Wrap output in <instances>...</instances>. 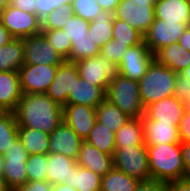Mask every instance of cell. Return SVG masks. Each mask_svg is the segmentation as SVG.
I'll return each instance as SVG.
<instances>
[{
  "mask_svg": "<svg viewBox=\"0 0 190 191\" xmlns=\"http://www.w3.org/2000/svg\"><path fill=\"white\" fill-rule=\"evenodd\" d=\"M154 60L163 66H167L177 74H180L190 65V52L178 42L159 49L154 54Z\"/></svg>",
  "mask_w": 190,
  "mask_h": 191,
  "instance_id": "cell-21",
  "label": "cell"
},
{
  "mask_svg": "<svg viewBox=\"0 0 190 191\" xmlns=\"http://www.w3.org/2000/svg\"><path fill=\"white\" fill-rule=\"evenodd\" d=\"M181 152H182L186 177H190V142L181 143Z\"/></svg>",
  "mask_w": 190,
  "mask_h": 191,
  "instance_id": "cell-48",
  "label": "cell"
},
{
  "mask_svg": "<svg viewBox=\"0 0 190 191\" xmlns=\"http://www.w3.org/2000/svg\"><path fill=\"white\" fill-rule=\"evenodd\" d=\"M101 182L100 175L76 164L71 168L68 186L77 191H101Z\"/></svg>",
  "mask_w": 190,
  "mask_h": 191,
  "instance_id": "cell-30",
  "label": "cell"
},
{
  "mask_svg": "<svg viewBox=\"0 0 190 191\" xmlns=\"http://www.w3.org/2000/svg\"><path fill=\"white\" fill-rule=\"evenodd\" d=\"M180 143L190 142V109L186 108L178 126Z\"/></svg>",
  "mask_w": 190,
  "mask_h": 191,
  "instance_id": "cell-43",
  "label": "cell"
},
{
  "mask_svg": "<svg viewBox=\"0 0 190 191\" xmlns=\"http://www.w3.org/2000/svg\"><path fill=\"white\" fill-rule=\"evenodd\" d=\"M145 145L180 143L178 127L173 124L158 123L154 119L142 116Z\"/></svg>",
  "mask_w": 190,
  "mask_h": 191,
  "instance_id": "cell-19",
  "label": "cell"
},
{
  "mask_svg": "<svg viewBox=\"0 0 190 191\" xmlns=\"http://www.w3.org/2000/svg\"><path fill=\"white\" fill-rule=\"evenodd\" d=\"M22 95L18 72H0V105L13 112Z\"/></svg>",
  "mask_w": 190,
  "mask_h": 191,
  "instance_id": "cell-23",
  "label": "cell"
},
{
  "mask_svg": "<svg viewBox=\"0 0 190 191\" xmlns=\"http://www.w3.org/2000/svg\"><path fill=\"white\" fill-rule=\"evenodd\" d=\"M71 5L64 4L59 8L52 10L45 18L41 20V29H62L71 16H73Z\"/></svg>",
  "mask_w": 190,
  "mask_h": 191,
  "instance_id": "cell-36",
  "label": "cell"
},
{
  "mask_svg": "<svg viewBox=\"0 0 190 191\" xmlns=\"http://www.w3.org/2000/svg\"><path fill=\"white\" fill-rule=\"evenodd\" d=\"M106 99V92L79 77L71 89L66 104L87 105L96 108Z\"/></svg>",
  "mask_w": 190,
  "mask_h": 191,
  "instance_id": "cell-20",
  "label": "cell"
},
{
  "mask_svg": "<svg viewBox=\"0 0 190 191\" xmlns=\"http://www.w3.org/2000/svg\"><path fill=\"white\" fill-rule=\"evenodd\" d=\"M113 19V13L103 10L93 21H90L88 36H91L100 48L113 39Z\"/></svg>",
  "mask_w": 190,
  "mask_h": 191,
  "instance_id": "cell-28",
  "label": "cell"
},
{
  "mask_svg": "<svg viewBox=\"0 0 190 191\" xmlns=\"http://www.w3.org/2000/svg\"><path fill=\"white\" fill-rule=\"evenodd\" d=\"M113 167L139 181L152 180L146 145H133L115 149Z\"/></svg>",
  "mask_w": 190,
  "mask_h": 191,
  "instance_id": "cell-5",
  "label": "cell"
},
{
  "mask_svg": "<svg viewBox=\"0 0 190 191\" xmlns=\"http://www.w3.org/2000/svg\"><path fill=\"white\" fill-rule=\"evenodd\" d=\"M77 164L76 160L59 153H48L46 180L50 184H69L71 168Z\"/></svg>",
  "mask_w": 190,
  "mask_h": 191,
  "instance_id": "cell-24",
  "label": "cell"
},
{
  "mask_svg": "<svg viewBox=\"0 0 190 191\" xmlns=\"http://www.w3.org/2000/svg\"><path fill=\"white\" fill-rule=\"evenodd\" d=\"M63 120L85 141L97 121L96 108L81 104H65Z\"/></svg>",
  "mask_w": 190,
  "mask_h": 191,
  "instance_id": "cell-16",
  "label": "cell"
},
{
  "mask_svg": "<svg viewBox=\"0 0 190 191\" xmlns=\"http://www.w3.org/2000/svg\"><path fill=\"white\" fill-rule=\"evenodd\" d=\"M57 67L45 64H23L18 70L22 93H46L55 78Z\"/></svg>",
  "mask_w": 190,
  "mask_h": 191,
  "instance_id": "cell-10",
  "label": "cell"
},
{
  "mask_svg": "<svg viewBox=\"0 0 190 191\" xmlns=\"http://www.w3.org/2000/svg\"><path fill=\"white\" fill-rule=\"evenodd\" d=\"M0 20L16 39L40 34L41 20L35 14H30L18 8L8 6L0 13Z\"/></svg>",
  "mask_w": 190,
  "mask_h": 191,
  "instance_id": "cell-9",
  "label": "cell"
},
{
  "mask_svg": "<svg viewBox=\"0 0 190 191\" xmlns=\"http://www.w3.org/2000/svg\"><path fill=\"white\" fill-rule=\"evenodd\" d=\"M48 154L28 155L26 169L28 181L46 180Z\"/></svg>",
  "mask_w": 190,
  "mask_h": 191,
  "instance_id": "cell-38",
  "label": "cell"
},
{
  "mask_svg": "<svg viewBox=\"0 0 190 191\" xmlns=\"http://www.w3.org/2000/svg\"><path fill=\"white\" fill-rule=\"evenodd\" d=\"M71 7L74 15L89 22L93 21L103 11L96 0H73Z\"/></svg>",
  "mask_w": 190,
  "mask_h": 191,
  "instance_id": "cell-39",
  "label": "cell"
},
{
  "mask_svg": "<svg viewBox=\"0 0 190 191\" xmlns=\"http://www.w3.org/2000/svg\"><path fill=\"white\" fill-rule=\"evenodd\" d=\"M186 109L183 94L173 95L161 99L145 108V115L158 123L179 126Z\"/></svg>",
  "mask_w": 190,
  "mask_h": 191,
  "instance_id": "cell-14",
  "label": "cell"
},
{
  "mask_svg": "<svg viewBox=\"0 0 190 191\" xmlns=\"http://www.w3.org/2000/svg\"><path fill=\"white\" fill-rule=\"evenodd\" d=\"M168 185L169 191H190V177L173 180Z\"/></svg>",
  "mask_w": 190,
  "mask_h": 191,
  "instance_id": "cell-47",
  "label": "cell"
},
{
  "mask_svg": "<svg viewBox=\"0 0 190 191\" xmlns=\"http://www.w3.org/2000/svg\"><path fill=\"white\" fill-rule=\"evenodd\" d=\"M18 138L27 150L28 155L49 153V133L32 128L18 127Z\"/></svg>",
  "mask_w": 190,
  "mask_h": 191,
  "instance_id": "cell-26",
  "label": "cell"
},
{
  "mask_svg": "<svg viewBox=\"0 0 190 191\" xmlns=\"http://www.w3.org/2000/svg\"><path fill=\"white\" fill-rule=\"evenodd\" d=\"M154 61V54L144 40L126 50L119 64V73L124 77L139 82Z\"/></svg>",
  "mask_w": 190,
  "mask_h": 191,
  "instance_id": "cell-11",
  "label": "cell"
},
{
  "mask_svg": "<svg viewBox=\"0 0 190 191\" xmlns=\"http://www.w3.org/2000/svg\"><path fill=\"white\" fill-rule=\"evenodd\" d=\"M76 65L82 79L102 88L105 92L110 82L120 74L119 66L100 53L76 62Z\"/></svg>",
  "mask_w": 190,
  "mask_h": 191,
  "instance_id": "cell-8",
  "label": "cell"
},
{
  "mask_svg": "<svg viewBox=\"0 0 190 191\" xmlns=\"http://www.w3.org/2000/svg\"><path fill=\"white\" fill-rule=\"evenodd\" d=\"M188 24L155 19L143 35L144 42L155 54L159 49L178 42Z\"/></svg>",
  "mask_w": 190,
  "mask_h": 191,
  "instance_id": "cell-12",
  "label": "cell"
},
{
  "mask_svg": "<svg viewBox=\"0 0 190 191\" xmlns=\"http://www.w3.org/2000/svg\"><path fill=\"white\" fill-rule=\"evenodd\" d=\"M24 64L23 39H13L10 43L0 47V72H18Z\"/></svg>",
  "mask_w": 190,
  "mask_h": 191,
  "instance_id": "cell-27",
  "label": "cell"
},
{
  "mask_svg": "<svg viewBox=\"0 0 190 191\" xmlns=\"http://www.w3.org/2000/svg\"><path fill=\"white\" fill-rule=\"evenodd\" d=\"M136 191H169L167 182L158 180L140 181Z\"/></svg>",
  "mask_w": 190,
  "mask_h": 191,
  "instance_id": "cell-44",
  "label": "cell"
},
{
  "mask_svg": "<svg viewBox=\"0 0 190 191\" xmlns=\"http://www.w3.org/2000/svg\"><path fill=\"white\" fill-rule=\"evenodd\" d=\"M13 113L18 127L49 134L63 121V106L46 93L23 94Z\"/></svg>",
  "mask_w": 190,
  "mask_h": 191,
  "instance_id": "cell-1",
  "label": "cell"
},
{
  "mask_svg": "<svg viewBox=\"0 0 190 191\" xmlns=\"http://www.w3.org/2000/svg\"><path fill=\"white\" fill-rule=\"evenodd\" d=\"M181 88L190 87V65L179 74Z\"/></svg>",
  "mask_w": 190,
  "mask_h": 191,
  "instance_id": "cell-52",
  "label": "cell"
},
{
  "mask_svg": "<svg viewBox=\"0 0 190 191\" xmlns=\"http://www.w3.org/2000/svg\"><path fill=\"white\" fill-rule=\"evenodd\" d=\"M3 156L5 166L1 181L7 191H13L28 181L26 169L28 153L21 140L17 138Z\"/></svg>",
  "mask_w": 190,
  "mask_h": 191,
  "instance_id": "cell-7",
  "label": "cell"
},
{
  "mask_svg": "<svg viewBox=\"0 0 190 191\" xmlns=\"http://www.w3.org/2000/svg\"><path fill=\"white\" fill-rule=\"evenodd\" d=\"M76 162L80 167H85L103 177L113 168V155L104 153L83 141Z\"/></svg>",
  "mask_w": 190,
  "mask_h": 191,
  "instance_id": "cell-18",
  "label": "cell"
},
{
  "mask_svg": "<svg viewBox=\"0 0 190 191\" xmlns=\"http://www.w3.org/2000/svg\"><path fill=\"white\" fill-rule=\"evenodd\" d=\"M85 141L104 153L114 155L115 133L98 121Z\"/></svg>",
  "mask_w": 190,
  "mask_h": 191,
  "instance_id": "cell-32",
  "label": "cell"
},
{
  "mask_svg": "<svg viewBox=\"0 0 190 191\" xmlns=\"http://www.w3.org/2000/svg\"><path fill=\"white\" fill-rule=\"evenodd\" d=\"M41 33L64 60L70 57L72 43L63 29H42Z\"/></svg>",
  "mask_w": 190,
  "mask_h": 191,
  "instance_id": "cell-37",
  "label": "cell"
},
{
  "mask_svg": "<svg viewBox=\"0 0 190 191\" xmlns=\"http://www.w3.org/2000/svg\"><path fill=\"white\" fill-rule=\"evenodd\" d=\"M146 146L152 180L169 183L186 177L181 143Z\"/></svg>",
  "mask_w": 190,
  "mask_h": 191,
  "instance_id": "cell-3",
  "label": "cell"
},
{
  "mask_svg": "<svg viewBox=\"0 0 190 191\" xmlns=\"http://www.w3.org/2000/svg\"><path fill=\"white\" fill-rule=\"evenodd\" d=\"M9 0H0V13L7 7Z\"/></svg>",
  "mask_w": 190,
  "mask_h": 191,
  "instance_id": "cell-56",
  "label": "cell"
},
{
  "mask_svg": "<svg viewBox=\"0 0 190 191\" xmlns=\"http://www.w3.org/2000/svg\"><path fill=\"white\" fill-rule=\"evenodd\" d=\"M52 191H77V190L68 185L61 183V184H53Z\"/></svg>",
  "mask_w": 190,
  "mask_h": 191,
  "instance_id": "cell-53",
  "label": "cell"
},
{
  "mask_svg": "<svg viewBox=\"0 0 190 191\" xmlns=\"http://www.w3.org/2000/svg\"><path fill=\"white\" fill-rule=\"evenodd\" d=\"M23 47L24 64L58 66L64 61L42 33L24 38Z\"/></svg>",
  "mask_w": 190,
  "mask_h": 191,
  "instance_id": "cell-13",
  "label": "cell"
},
{
  "mask_svg": "<svg viewBox=\"0 0 190 191\" xmlns=\"http://www.w3.org/2000/svg\"><path fill=\"white\" fill-rule=\"evenodd\" d=\"M8 110H6L2 105H0V118L4 116Z\"/></svg>",
  "mask_w": 190,
  "mask_h": 191,
  "instance_id": "cell-57",
  "label": "cell"
},
{
  "mask_svg": "<svg viewBox=\"0 0 190 191\" xmlns=\"http://www.w3.org/2000/svg\"><path fill=\"white\" fill-rule=\"evenodd\" d=\"M13 191H52V184L47 180L27 181L24 185L19 186Z\"/></svg>",
  "mask_w": 190,
  "mask_h": 191,
  "instance_id": "cell-45",
  "label": "cell"
},
{
  "mask_svg": "<svg viewBox=\"0 0 190 191\" xmlns=\"http://www.w3.org/2000/svg\"><path fill=\"white\" fill-rule=\"evenodd\" d=\"M106 98L130 118H140L145 114L138 82L121 74L108 85Z\"/></svg>",
  "mask_w": 190,
  "mask_h": 191,
  "instance_id": "cell-4",
  "label": "cell"
},
{
  "mask_svg": "<svg viewBox=\"0 0 190 191\" xmlns=\"http://www.w3.org/2000/svg\"><path fill=\"white\" fill-rule=\"evenodd\" d=\"M133 145H145L144 125L142 117L130 118L115 133V149Z\"/></svg>",
  "mask_w": 190,
  "mask_h": 191,
  "instance_id": "cell-25",
  "label": "cell"
},
{
  "mask_svg": "<svg viewBox=\"0 0 190 191\" xmlns=\"http://www.w3.org/2000/svg\"><path fill=\"white\" fill-rule=\"evenodd\" d=\"M182 94L186 103V108L190 109V87L183 88Z\"/></svg>",
  "mask_w": 190,
  "mask_h": 191,
  "instance_id": "cell-54",
  "label": "cell"
},
{
  "mask_svg": "<svg viewBox=\"0 0 190 191\" xmlns=\"http://www.w3.org/2000/svg\"><path fill=\"white\" fill-rule=\"evenodd\" d=\"M0 191H7L3 185V182L0 180Z\"/></svg>",
  "mask_w": 190,
  "mask_h": 191,
  "instance_id": "cell-58",
  "label": "cell"
},
{
  "mask_svg": "<svg viewBox=\"0 0 190 191\" xmlns=\"http://www.w3.org/2000/svg\"><path fill=\"white\" fill-rule=\"evenodd\" d=\"M138 84L145 108L166 97L182 94L179 74L155 60Z\"/></svg>",
  "mask_w": 190,
  "mask_h": 191,
  "instance_id": "cell-2",
  "label": "cell"
},
{
  "mask_svg": "<svg viewBox=\"0 0 190 191\" xmlns=\"http://www.w3.org/2000/svg\"><path fill=\"white\" fill-rule=\"evenodd\" d=\"M4 156L2 154H0V180H2L3 177V173H4Z\"/></svg>",
  "mask_w": 190,
  "mask_h": 191,
  "instance_id": "cell-55",
  "label": "cell"
},
{
  "mask_svg": "<svg viewBox=\"0 0 190 191\" xmlns=\"http://www.w3.org/2000/svg\"><path fill=\"white\" fill-rule=\"evenodd\" d=\"M90 22L83 18L73 15L70 21L62 28L71 42L75 39L85 38L88 35Z\"/></svg>",
  "mask_w": 190,
  "mask_h": 191,
  "instance_id": "cell-40",
  "label": "cell"
},
{
  "mask_svg": "<svg viewBox=\"0 0 190 191\" xmlns=\"http://www.w3.org/2000/svg\"><path fill=\"white\" fill-rule=\"evenodd\" d=\"M83 140L63 120L50 133L49 153L63 154L77 160Z\"/></svg>",
  "mask_w": 190,
  "mask_h": 191,
  "instance_id": "cell-17",
  "label": "cell"
},
{
  "mask_svg": "<svg viewBox=\"0 0 190 191\" xmlns=\"http://www.w3.org/2000/svg\"><path fill=\"white\" fill-rule=\"evenodd\" d=\"M140 181L113 167L102 177L101 191H136Z\"/></svg>",
  "mask_w": 190,
  "mask_h": 191,
  "instance_id": "cell-31",
  "label": "cell"
},
{
  "mask_svg": "<svg viewBox=\"0 0 190 191\" xmlns=\"http://www.w3.org/2000/svg\"><path fill=\"white\" fill-rule=\"evenodd\" d=\"M178 43L183 46L184 49L190 52V26H188L182 36L179 38Z\"/></svg>",
  "mask_w": 190,
  "mask_h": 191,
  "instance_id": "cell-51",
  "label": "cell"
},
{
  "mask_svg": "<svg viewBox=\"0 0 190 191\" xmlns=\"http://www.w3.org/2000/svg\"><path fill=\"white\" fill-rule=\"evenodd\" d=\"M73 0H34V14L40 20L45 18L52 10L64 4L71 5Z\"/></svg>",
  "mask_w": 190,
  "mask_h": 191,
  "instance_id": "cell-42",
  "label": "cell"
},
{
  "mask_svg": "<svg viewBox=\"0 0 190 191\" xmlns=\"http://www.w3.org/2000/svg\"><path fill=\"white\" fill-rule=\"evenodd\" d=\"M113 39L129 47L137 45L144 40L143 34L131 27L126 21L113 19Z\"/></svg>",
  "mask_w": 190,
  "mask_h": 191,
  "instance_id": "cell-34",
  "label": "cell"
},
{
  "mask_svg": "<svg viewBox=\"0 0 190 191\" xmlns=\"http://www.w3.org/2000/svg\"><path fill=\"white\" fill-rule=\"evenodd\" d=\"M17 138L18 125L16 118L13 112L8 111L0 118V154H5Z\"/></svg>",
  "mask_w": 190,
  "mask_h": 191,
  "instance_id": "cell-33",
  "label": "cell"
},
{
  "mask_svg": "<svg viewBox=\"0 0 190 191\" xmlns=\"http://www.w3.org/2000/svg\"><path fill=\"white\" fill-rule=\"evenodd\" d=\"M128 48L127 44H121L116 39H111L100 48V54L119 66L122 56H124Z\"/></svg>",
  "mask_w": 190,
  "mask_h": 191,
  "instance_id": "cell-41",
  "label": "cell"
},
{
  "mask_svg": "<svg viewBox=\"0 0 190 191\" xmlns=\"http://www.w3.org/2000/svg\"><path fill=\"white\" fill-rule=\"evenodd\" d=\"M79 71L75 62L64 60L57 67L53 82L46 94L55 102L64 106L71 89L79 78Z\"/></svg>",
  "mask_w": 190,
  "mask_h": 191,
  "instance_id": "cell-15",
  "label": "cell"
},
{
  "mask_svg": "<svg viewBox=\"0 0 190 191\" xmlns=\"http://www.w3.org/2000/svg\"><path fill=\"white\" fill-rule=\"evenodd\" d=\"M97 121L116 133L130 117L107 98L96 107Z\"/></svg>",
  "mask_w": 190,
  "mask_h": 191,
  "instance_id": "cell-29",
  "label": "cell"
},
{
  "mask_svg": "<svg viewBox=\"0 0 190 191\" xmlns=\"http://www.w3.org/2000/svg\"><path fill=\"white\" fill-rule=\"evenodd\" d=\"M13 39H15L12 34L8 31V29L3 25L0 20V47L5 46L10 43Z\"/></svg>",
  "mask_w": 190,
  "mask_h": 191,
  "instance_id": "cell-49",
  "label": "cell"
},
{
  "mask_svg": "<svg viewBox=\"0 0 190 191\" xmlns=\"http://www.w3.org/2000/svg\"><path fill=\"white\" fill-rule=\"evenodd\" d=\"M155 19L188 24L190 4L186 0H159L154 6Z\"/></svg>",
  "mask_w": 190,
  "mask_h": 191,
  "instance_id": "cell-22",
  "label": "cell"
},
{
  "mask_svg": "<svg viewBox=\"0 0 190 191\" xmlns=\"http://www.w3.org/2000/svg\"><path fill=\"white\" fill-rule=\"evenodd\" d=\"M8 6L34 14V0H9Z\"/></svg>",
  "mask_w": 190,
  "mask_h": 191,
  "instance_id": "cell-46",
  "label": "cell"
},
{
  "mask_svg": "<svg viewBox=\"0 0 190 191\" xmlns=\"http://www.w3.org/2000/svg\"><path fill=\"white\" fill-rule=\"evenodd\" d=\"M159 0H120L114 18L126 21L143 35L155 20L154 6Z\"/></svg>",
  "mask_w": 190,
  "mask_h": 191,
  "instance_id": "cell-6",
  "label": "cell"
},
{
  "mask_svg": "<svg viewBox=\"0 0 190 191\" xmlns=\"http://www.w3.org/2000/svg\"><path fill=\"white\" fill-rule=\"evenodd\" d=\"M101 6L102 10L114 13L120 0H96Z\"/></svg>",
  "mask_w": 190,
  "mask_h": 191,
  "instance_id": "cell-50",
  "label": "cell"
},
{
  "mask_svg": "<svg viewBox=\"0 0 190 191\" xmlns=\"http://www.w3.org/2000/svg\"><path fill=\"white\" fill-rule=\"evenodd\" d=\"M71 43L72 47L68 61L76 63L100 53V47L93 41L91 36L87 35L85 38L75 39Z\"/></svg>",
  "mask_w": 190,
  "mask_h": 191,
  "instance_id": "cell-35",
  "label": "cell"
}]
</instances>
